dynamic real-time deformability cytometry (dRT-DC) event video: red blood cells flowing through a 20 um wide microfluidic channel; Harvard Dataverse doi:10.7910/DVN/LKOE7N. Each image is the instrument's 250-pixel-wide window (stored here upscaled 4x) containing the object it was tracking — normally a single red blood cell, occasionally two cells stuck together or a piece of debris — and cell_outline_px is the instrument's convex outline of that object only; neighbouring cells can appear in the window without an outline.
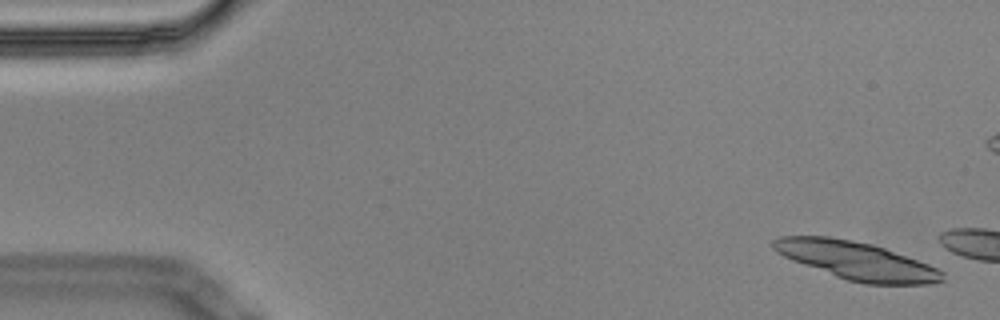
{"species": "Egyptian fruit bat (a non-hibernating species)", "species_latin": "Rousettus aegyptiacus", "temperature_condition": "cold", "stored_images_in_passage": 2, "camera_frame_rate_fps": 3000, "um_per_image_px": 0.085, "animal": {"sex": "male"}, "frame": {"image": 1, "passage_image": 1, "time_ms": 0.0, "image_size_px": [1000, 320], "cell_outline_px": [[944, 280], [928, 284], [864, 284], [848, 280], [836, 276], [792, 260], [776, 252], [772, 248], [772, 240], [780, 236], [828, 236], [852, 240], [872, 244], [884, 248], [928, 264], [944, 272]], "centroid_in_image_um": [72.78, 22.15], "position_along_channel_um": 12.2, "area_um2": 37.11}}